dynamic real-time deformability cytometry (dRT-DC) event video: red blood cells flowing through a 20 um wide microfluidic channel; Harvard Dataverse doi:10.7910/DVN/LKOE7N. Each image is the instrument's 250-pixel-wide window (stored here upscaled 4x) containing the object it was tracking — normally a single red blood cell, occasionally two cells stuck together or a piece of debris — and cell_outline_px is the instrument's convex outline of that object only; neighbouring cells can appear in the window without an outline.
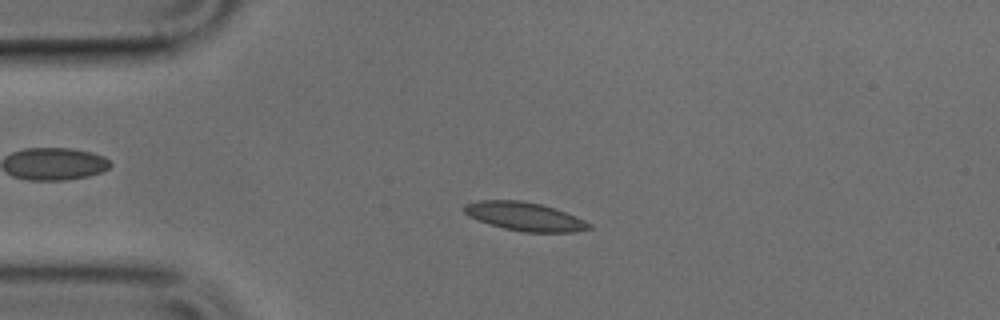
{"species": "common noctule bat (a hibernating species)", "species_latin": "Nyctalus noctula", "temperature_condition": "cold", "stored_images_in_passage": 49, "camera_frame_rate_fps": 3000, "um_per_image_px": 0.085, "animal": {"sex": "male", "body_mass_g": 17.9, "forearm_length_mm": 54.2}, "frame": {"image": 1, "passage_image": 11, "time_ms": 3.333, "image_size_px": [1000, 320], "cell_outline_px": [[592, 228], [576, 232], [524, 232], [504, 228], [468, 216], [464, 212], [464, 204], [480, 200], [520, 200], [540, 204], [576, 216], [592, 224]], "centroid_in_image_um": [44.62, 18.4], "position_along_channel_um": 40.4, "area_um2": 20.52}}
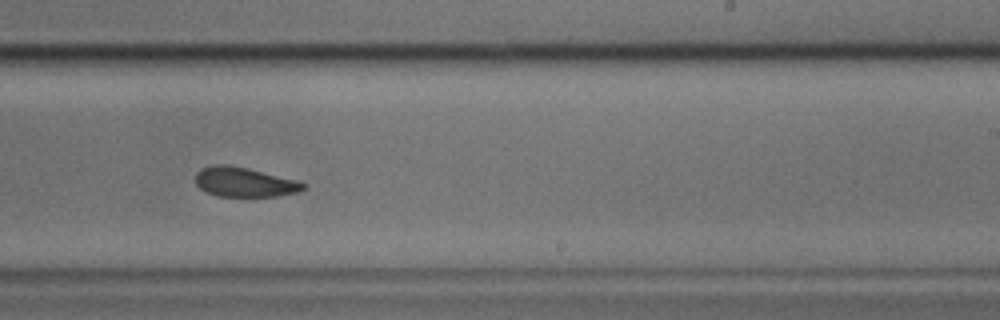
{"frame": {"image": 2, "passage_image": 30, "time_ms": 9.667, "image_size_px": [1000, 320], "cell_outline_px": [[308, 188], [300, 192], [276, 196], [216, 196], [204, 192], [196, 184], [196, 172], [200, 168], [212, 164], [228, 164], [248, 168], [296, 180], [308, 184]], "centroid_in_image_um": [20.77, 15.47], "position_along_channel_um": 268.2, "area_um2": 18.9}}
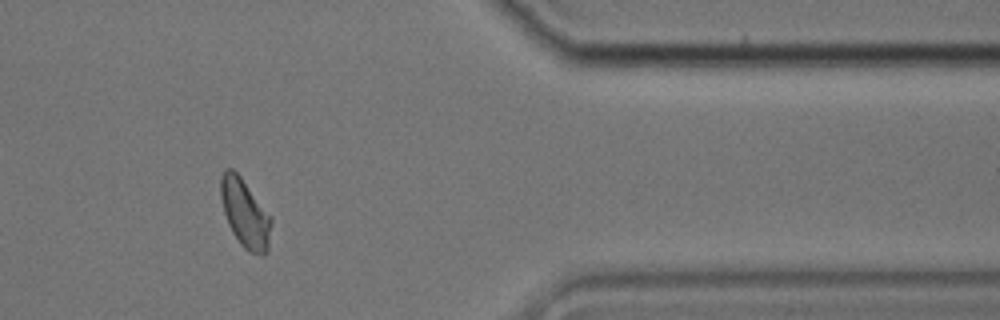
{"frame": {"image": 3, "passage_image": 41, "time_ms": 13.333, "image_size_px": [1000, 320], "cell_outline_px": [[272, 224], [268, 248], [264, 252], [248, 252], [240, 244], [232, 232], [228, 224], [224, 212], [220, 196], [220, 176], [224, 168], [232, 168], [240, 176], [272, 216]], "centroid_in_image_um": [20.81, 18.08], "position_along_channel_um": 390.6, "area_um2": 20.11}}